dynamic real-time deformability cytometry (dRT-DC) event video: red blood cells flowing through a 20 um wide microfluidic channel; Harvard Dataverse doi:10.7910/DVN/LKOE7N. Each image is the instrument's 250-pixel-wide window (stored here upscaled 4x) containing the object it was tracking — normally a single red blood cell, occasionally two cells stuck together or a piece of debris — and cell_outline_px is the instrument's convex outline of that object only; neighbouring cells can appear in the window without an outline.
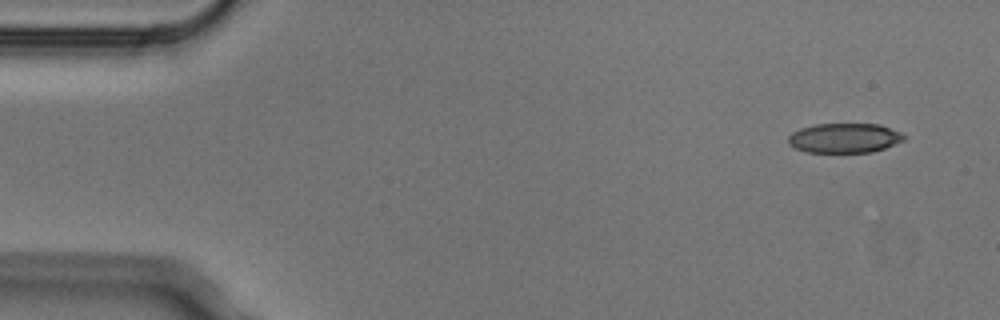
{"species": "Egyptian fruit bat (a non-hibernating species)", "species_latin": "Rousettus aegyptiacus", "temperature_condition": "cold", "stored_images_in_passage": 3, "camera_frame_rate_fps": 3000, "um_per_image_px": 0.085, "animal": {"sex": "male"}, "frame": {"image": 1, "passage_image": 1, "time_ms": 0.0, "image_size_px": [1000, 320], "cell_outline_px": [[904, 140], [884, 148], [872, 152], [804, 152], [788, 144], [788, 136], [792, 132], [800, 128], [816, 124], [880, 124], [900, 132], [904, 136]], "centroid_in_image_um": [71.74, 11.73], "position_along_channel_um": 13.3, "area_um2": 19.94}}